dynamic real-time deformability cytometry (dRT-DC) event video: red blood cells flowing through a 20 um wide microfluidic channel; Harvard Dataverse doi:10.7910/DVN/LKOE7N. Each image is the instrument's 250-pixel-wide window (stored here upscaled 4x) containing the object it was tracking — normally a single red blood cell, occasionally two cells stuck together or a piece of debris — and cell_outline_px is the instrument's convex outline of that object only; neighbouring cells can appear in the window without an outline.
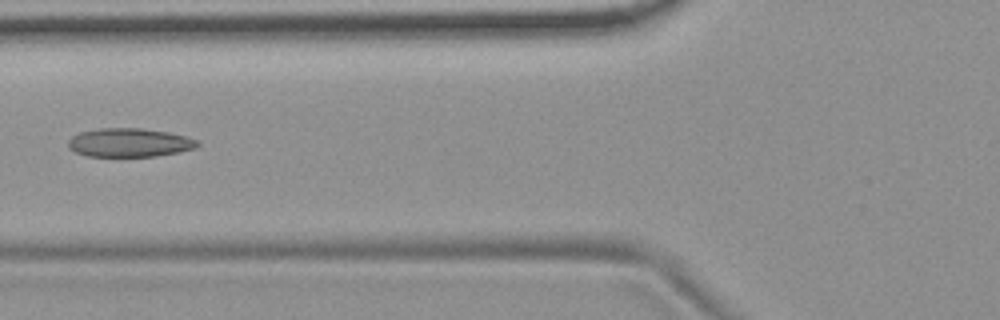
{"species": "common noctule bat (a hibernating species)", "species_latin": "Nyctalus noctula", "temperature_condition": "room temperature", "stored_images_in_passage": 8, "camera_frame_rate_fps": 3000, "um_per_image_px": 0.085, "animal": {"sex": "female", "body_mass_g": 19.9}, "frame": {"image": 1, "passage_image": 6, "time_ms": 6.0, "image_size_px": [1000, 320], "cell_outline_px": [[200, 144], [196, 148], [180, 152], [156, 156], [88, 156], [76, 152], [68, 148], [68, 140], [72, 136], [80, 132], [100, 128], [140, 128], [168, 132], [184, 136], [196, 140]], "centroid_in_image_um": [10.99, 12.12], "position_along_channel_um": 114.8, "area_um2": 21.56}}
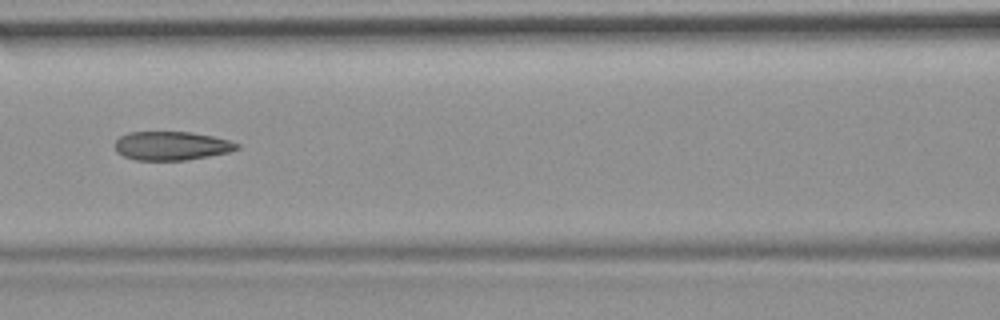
{"frame": {"image": 2, "passage_image": 7, "time_ms": 7.0, "image_size_px": [1000, 320], "cell_outline_px": [[240, 148], [228, 152], [208, 156], [184, 160], [136, 160], [124, 156], [116, 152], [116, 140], [120, 136], [128, 132], [192, 132], [212, 136], [228, 140], [240, 144]], "centroid_in_image_um": [14.57, 12.39], "position_along_channel_um": 152.0, "area_um2": 20.35}}